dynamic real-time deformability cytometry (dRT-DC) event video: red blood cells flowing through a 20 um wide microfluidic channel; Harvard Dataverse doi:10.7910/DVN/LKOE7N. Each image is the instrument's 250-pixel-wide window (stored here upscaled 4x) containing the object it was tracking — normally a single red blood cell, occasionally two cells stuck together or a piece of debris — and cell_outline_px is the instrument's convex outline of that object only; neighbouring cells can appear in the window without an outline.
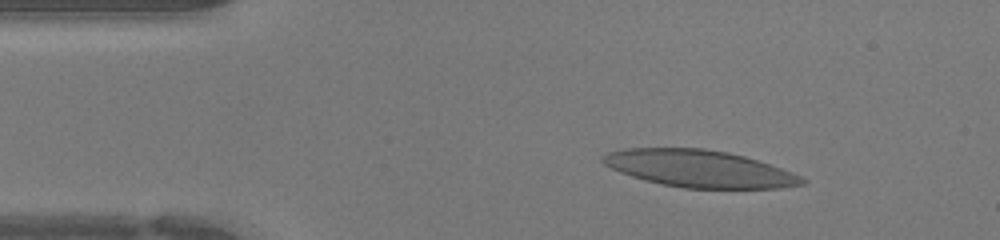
{"species": "human", "species_latin": "Homo sapiens", "temperature_condition": "warm", "stored_images_in_passage": 43, "camera_frame_rate_fps": 3000, "um_per_image_px": 0.085, "donor": {"sex": "female"}, "frame": {"image": 1, "passage_image": 5, "time_ms": 1.333, "image_size_px": [1000, 240], "cell_outline_px": [[808, 180], [804, 184], [780, 188], [684, 188], [664, 184], [632, 176], [620, 172], [604, 164], [600, 160], [600, 156], [608, 152], [624, 148], [704, 148], [728, 152], [744, 156], [792, 172]], "centroid_in_image_um": [59.43, 14.33], "position_along_channel_um": 25.6, "area_um2": 42.77}}
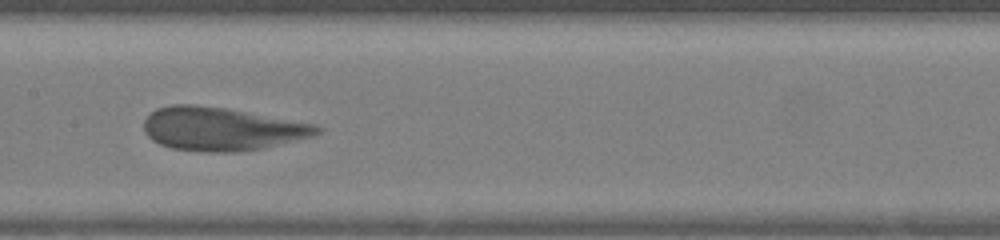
{"frame": {"image": 2, "passage_image": 20, "time_ms": 6.333, "image_size_px": [1000, 240], "cell_outline_px": [[320, 132], [316, 136], [264, 148], [236, 152], [208, 152], [172, 148], [160, 144], [152, 140], [144, 132], [144, 120], [156, 108], [172, 104], [192, 104], [228, 108], [316, 124], [320, 128]], "centroid_in_image_um": [18.85, 10.95], "position_along_channel_um": 188.5, "area_um2": 43.93}}
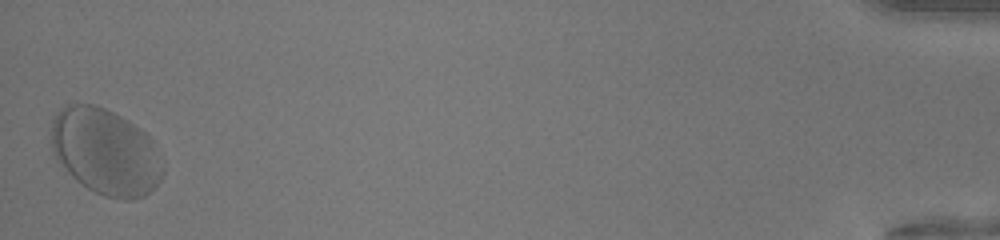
{"frame": {"image": 3, "passage_image": 43, "time_ms": 14.0, "image_size_px": [1000, 240], "cell_outline_px": [[164, 172], [160, 180], [144, 196], [132, 200], [120, 200], [104, 196], [88, 188], [76, 180], [56, 160], [52, 152], [52, 120], [56, 112], [68, 104], [96, 104], [128, 120], [144, 132], [152, 140], [164, 168]], "centroid_in_image_um": [8.95, 12.9], "position_along_channel_um": 426.2, "area_um2": 56.01}}